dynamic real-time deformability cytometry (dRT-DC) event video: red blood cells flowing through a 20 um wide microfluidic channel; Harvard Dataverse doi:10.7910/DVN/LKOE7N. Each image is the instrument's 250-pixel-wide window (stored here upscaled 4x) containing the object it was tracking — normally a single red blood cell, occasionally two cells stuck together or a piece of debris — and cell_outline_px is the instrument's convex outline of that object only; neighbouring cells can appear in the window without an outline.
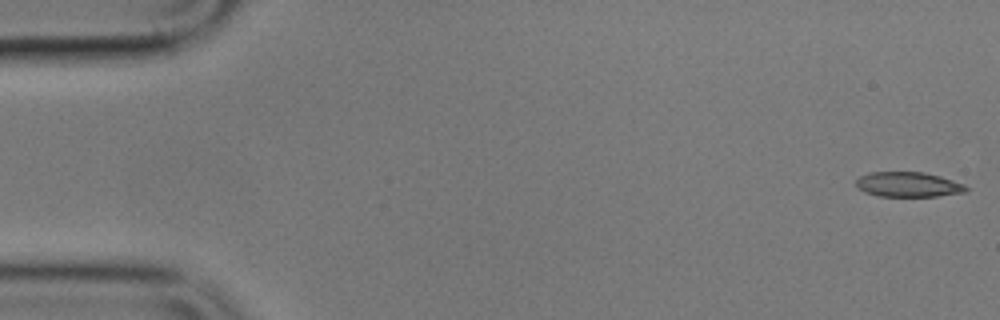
{"species": "common noctule bat (a hibernating species)", "species_latin": "Nyctalus noctula", "temperature_condition": "cold", "stored_images_in_passage": 5, "camera_frame_rate_fps": 3000, "um_per_image_px": 0.085, "animal": {"sex": "male", "body_mass_g": 17.9}, "frame": {"image": 1, "passage_image": 1, "time_ms": 0.0, "image_size_px": [1000, 320], "cell_outline_px": [[968, 192], [936, 196], [876, 196], [864, 192], [856, 188], [856, 180], [860, 176], [868, 172], [924, 172], [940, 176], [964, 184], [968, 188]], "centroid_in_image_um": [77.18, 15.68], "position_along_channel_um": 7.8, "area_um2": 16.13}}
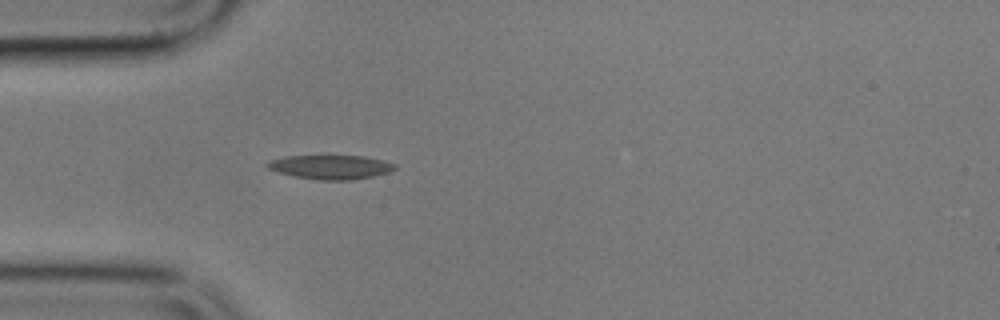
{"frame": {"image": 2, "passage_image": 5, "time_ms": 5.333, "image_size_px": [1000, 320], "cell_outline_px": [[396, 168], [388, 172], [372, 176], [352, 180], [320, 180], [296, 176], [280, 172], [268, 168], [264, 164], [268, 160], [284, 156], [364, 156], [396, 164]], "centroid_in_image_um": [28.07, 14.19], "position_along_channel_um": 56.9, "area_um2": 17.69}}